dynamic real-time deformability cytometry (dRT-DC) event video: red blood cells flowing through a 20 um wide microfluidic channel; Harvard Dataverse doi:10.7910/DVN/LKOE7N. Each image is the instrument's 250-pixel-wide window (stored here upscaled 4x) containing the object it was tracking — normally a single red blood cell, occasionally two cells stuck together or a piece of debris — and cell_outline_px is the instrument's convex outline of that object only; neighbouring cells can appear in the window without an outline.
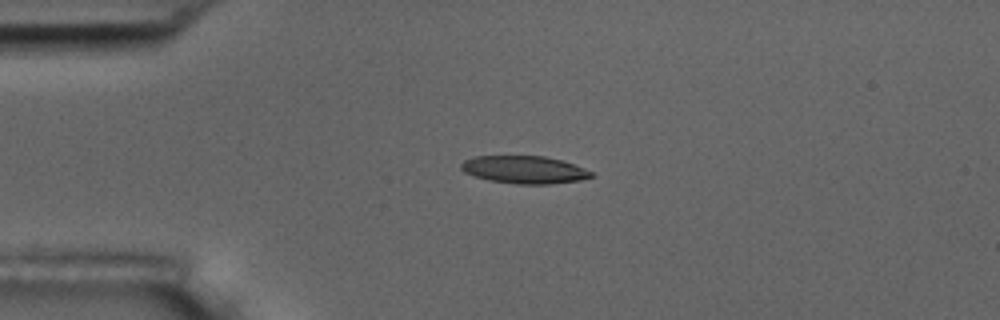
{"species": "common noctule bat (a hibernating species)", "species_latin": "Nyctalus noctula", "temperature_condition": "room temperature", "stored_images_in_passage": 4, "camera_frame_rate_fps": 3000, "um_per_image_px": 0.085, "animal": {"sex": "male", "body_mass_g": 17.5, "forearm_length_mm": 52.3}, "frame": {"image": 1, "passage_image": 3, "time_ms": 2.333, "image_size_px": [1000, 320], "cell_outline_px": [[596, 176], [580, 180], [548, 184], [516, 184], [488, 180], [472, 176], [464, 172], [460, 168], [460, 164], [464, 160], [472, 156], [544, 156], [560, 160], [572, 164], [592, 172]], "centroid_in_image_um": [44.51, 14.43], "position_along_channel_um": 40.5, "area_um2": 20.98}}